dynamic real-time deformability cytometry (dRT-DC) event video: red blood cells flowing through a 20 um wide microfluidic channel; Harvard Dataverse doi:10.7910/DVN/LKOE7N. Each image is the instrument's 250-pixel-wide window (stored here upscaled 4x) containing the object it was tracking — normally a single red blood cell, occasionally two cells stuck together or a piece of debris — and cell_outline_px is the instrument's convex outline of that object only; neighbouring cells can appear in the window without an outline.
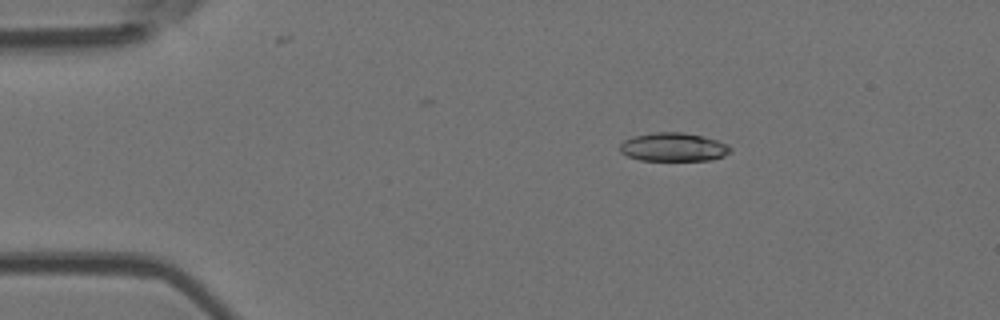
{"species": "Egyptian fruit bat (a non-hibernating species)", "species_latin": "Rousettus aegyptiacus", "temperature_condition": "room temperature", "stored_images_in_passage": 4, "camera_frame_rate_fps": 3000, "um_per_image_px": 0.085, "animal": {"sex": "female"}, "frame": {"image": 1, "passage_image": 3, "time_ms": 2.0, "image_size_px": [1000, 320], "cell_outline_px": [[732, 148], [724, 156], [712, 160], [640, 160], [628, 156], [620, 152], [620, 144], [624, 140], [632, 136], [656, 132], [680, 132], [700, 136], [716, 140], [728, 144]], "centroid_in_image_um": [57.22, 12.5], "position_along_channel_um": 27.8, "area_um2": 18.26}}